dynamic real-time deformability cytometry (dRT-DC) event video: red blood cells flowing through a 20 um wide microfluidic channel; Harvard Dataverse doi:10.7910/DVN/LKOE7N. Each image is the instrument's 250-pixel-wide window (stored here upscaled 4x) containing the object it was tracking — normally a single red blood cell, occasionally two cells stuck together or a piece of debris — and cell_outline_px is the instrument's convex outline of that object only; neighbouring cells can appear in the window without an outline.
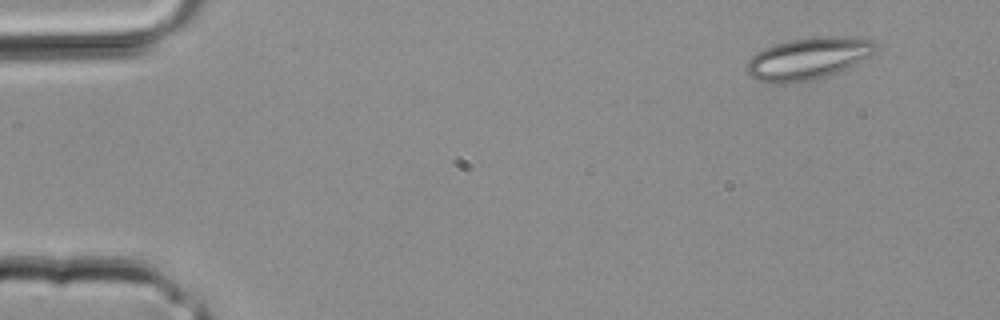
{"species": "common noctule bat (a hibernating species)", "species_latin": "Nyctalus noctula", "temperature_condition": "room temperature", "stored_images_in_passage": 3, "camera_frame_rate_fps": 3000, "um_per_image_px": 0.085, "animal": {"sex": "male", "body_mass_g": 20.4}, "frame": {"image": 1, "passage_image": 1, "time_ms": 0.0, "image_size_px": [1000, 320], "cell_outline_px": [[876, 52], [828, 76], [808, 80], [784, 84], [760, 80], [752, 76], [744, 68], [748, 60], [756, 52], [764, 48], [788, 40], [824, 36], [844, 36], [872, 40], [876, 44]], "centroid_in_image_um": [68.66, 4.96], "position_along_channel_um": 16.3, "area_um2": 30.98}}